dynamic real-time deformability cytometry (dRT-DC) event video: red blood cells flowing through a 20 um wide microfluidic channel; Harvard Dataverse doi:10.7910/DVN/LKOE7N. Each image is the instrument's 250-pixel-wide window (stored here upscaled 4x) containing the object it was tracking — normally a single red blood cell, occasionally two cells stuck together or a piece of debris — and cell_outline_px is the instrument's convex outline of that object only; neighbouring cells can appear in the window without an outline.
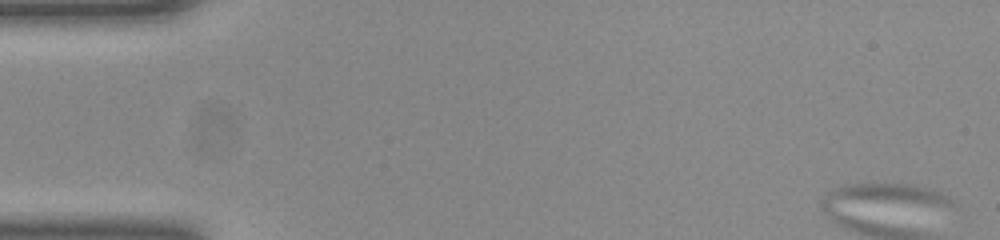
{"species": "common noctule bat (a hibernating species)", "species_latin": "Nyctalus noctula", "temperature_condition": "room temperature", "stored_images_in_passage": 55, "segment_of_instrument_passage": [1, 2], "camera_frame_rate_fps": 3000, "um_per_image_px": 0.085, "animal": {"sex": "female", "body_mass_g": 23.0, "forearm_length_mm": 53.4}, "frame": {"image": 1, "passage_image": 1, "time_ms": 0.0, "image_size_px": [1000, 240], "cell_outline_px": [[948, 204], [944, 204], [832, 196], [840, 188], [852, 184], [904, 184], [920, 188], [944, 196], [948, 200]], "centroid_in_image_um": [75.73, 16.42], "position_along_channel_um": 9.3, "area_um2": 10.87}}